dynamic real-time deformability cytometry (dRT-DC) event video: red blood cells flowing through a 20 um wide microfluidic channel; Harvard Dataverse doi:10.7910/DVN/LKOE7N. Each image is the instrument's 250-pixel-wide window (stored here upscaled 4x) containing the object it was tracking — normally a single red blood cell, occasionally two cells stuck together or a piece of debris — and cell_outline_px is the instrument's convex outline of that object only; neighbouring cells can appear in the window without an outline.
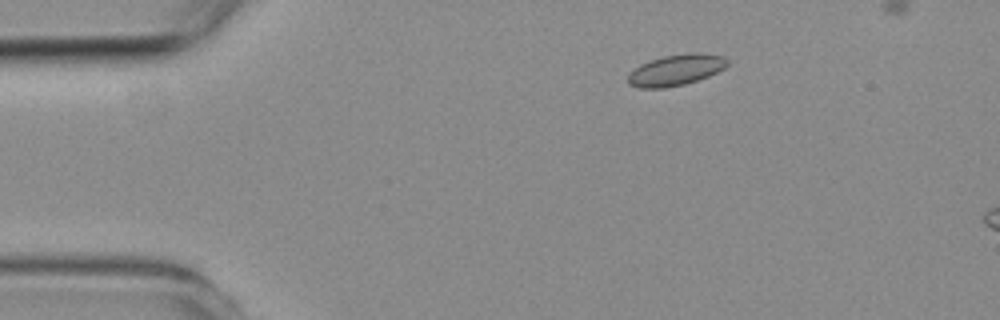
{"species": "common noctule bat (a hibernating species)", "species_latin": "Nyctalus noctula", "temperature_condition": "room temperature", "stored_images_in_passage": 3, "camera_frame_rate_fps": 3000, "um_per_image_px": 0.085, "animal": {"sex": "female", "body_mass_g": 19.3, "forearm_length_mm": 54.1}, "frame": {"image": 1, "passage_image": 2, "time_ms": 1.333, "image_size_px": [1000, 320], "cell_outline_px": [[728, 64], [724, 68], [708, 76], [684, 84], [664, 88], [640, 88], [628, 84], [628, 76], [640, 64], [664, 56], [692, 52], [700, 52], [724, 56], [728, 60]], "centroid_in_image_um": [57.47, 5.94], "position_along_channel_um": 27.5, "area_um2": 17.8}}